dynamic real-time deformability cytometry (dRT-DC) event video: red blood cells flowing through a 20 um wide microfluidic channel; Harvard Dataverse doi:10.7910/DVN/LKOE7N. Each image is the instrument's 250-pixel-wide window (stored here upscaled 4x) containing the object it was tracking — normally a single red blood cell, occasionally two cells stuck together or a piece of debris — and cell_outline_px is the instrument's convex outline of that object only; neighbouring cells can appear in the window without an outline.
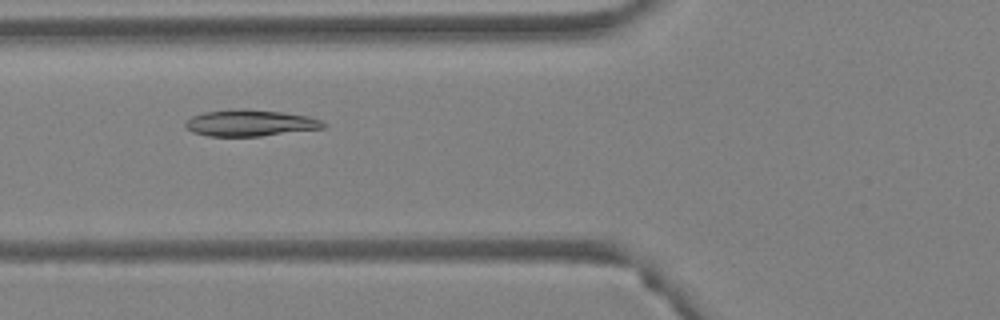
{"species": "Egyptian fruit bat (a non-hibernating species)", "species_latin": "Rousettus aegyptiacus", "temperature_condition": "warm", "stored_images_in_passage": 38, "camera_frame_rate_fps": 3000, "um_per_image_px": 0.085, "animal": {"sex": "female"}, "frame": {"image": 1, "passage_image": 7, "time_ms": 2.0, "image_size_px": [1000, 320], "cell_outline_px": [[328, 124], [324, 128], [260, 136], [208, 136], [192, 132], [184, 124], [192, 116], [204, 112], [232, 108], [240, 108], [280, 112], [308, 116], [320, 120]], "centroid_in_image_um": [21.26, 10.45], "position_along_channel_um": 104.5, "area_um2": 21.21}}
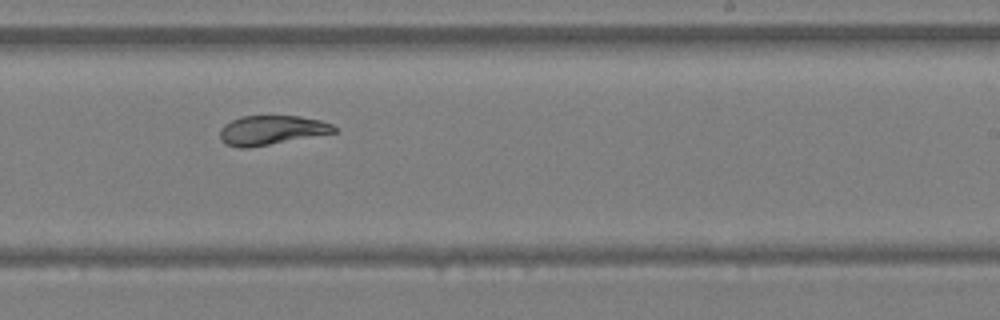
{"frame": {"image": 2, "passage_image": 19, "time_ms": 6.0, "image_size_px": [1000, 320], "cell_outline_px": [[336, 132], [248, 148], [240, 148], [224, 144], [220, 140], [220, 128], [224, 124], [240, 116], [300, 116], [320, 120], [332, 124], [336, 128]], "centroid_in_image_um": [23.03, 11.06], "position_along_channel_um": 266.0, "area_um2": 19.48}}
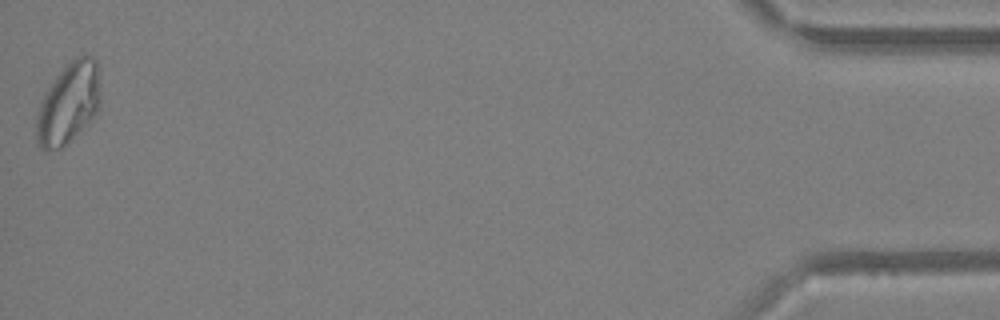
{"frame": {"image": 3, "passage_image": 38, "time_ms": 12.333, "image_size_px": [1000, 320], "cell_outline_px": [[100, 100], [96, 112], [64, 148], [40, 148], [36, 140], [36, 116], [40, 104], [48, 88], [64, 64], [76, 56], [92, 56], [96, 60], [100, 84]], "centroid_in_image_um": [5.82, 8.75], "position_along_channel_um": 429.4, "area_um2": 30.0}, "authors_computed_cell_mechanics": {"area_um2": 21.2993, "velocity_mm_per_s": 4.0429, "shape_relaxation_time_tau1_ms": 8.2697, "shape_relaxation_time_tau2_ms": 1.7656, "deformation_change_tau1": 0.2229, "deformation_change_tau2": 0.0376}}